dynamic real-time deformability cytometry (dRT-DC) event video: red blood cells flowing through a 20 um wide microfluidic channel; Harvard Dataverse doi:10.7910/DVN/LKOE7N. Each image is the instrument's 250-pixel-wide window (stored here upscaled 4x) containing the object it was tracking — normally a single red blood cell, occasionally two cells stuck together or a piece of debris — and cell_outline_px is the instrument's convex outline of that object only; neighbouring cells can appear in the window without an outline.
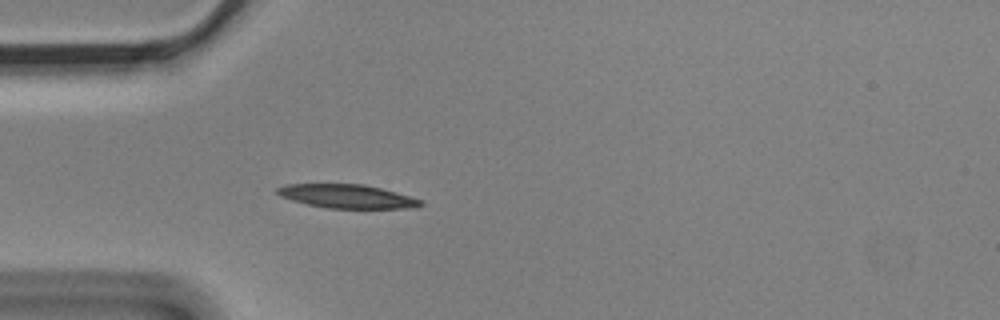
{"species": "Egyptian fruit bat (a non-hibernating species)", "species_latin": "Rousettus aegyptiacus", "temperature_condition": "cold", "stored_images_in_passage": 3, "camera_frame_rate_fps": 3000, "um_per_image_px": 0.085, "animal": {"sex": "male"}, "frame": {"image": 1, "passage_image": 3, "time_ms": 0.667, "image_size_px": [1000, 320], "cell_outline_px": [[424, 204], [412, 208], [328, 208], [308, 204], [292, 200], [280, 196], [276, 192], [276, 188], [284, 184], [364, 184], [396, 192], [420, 200]], "centroid_in_image_um": [29.46, 16.68], "position_along_channel_um": 55.5, "area_um2": 19.59}}